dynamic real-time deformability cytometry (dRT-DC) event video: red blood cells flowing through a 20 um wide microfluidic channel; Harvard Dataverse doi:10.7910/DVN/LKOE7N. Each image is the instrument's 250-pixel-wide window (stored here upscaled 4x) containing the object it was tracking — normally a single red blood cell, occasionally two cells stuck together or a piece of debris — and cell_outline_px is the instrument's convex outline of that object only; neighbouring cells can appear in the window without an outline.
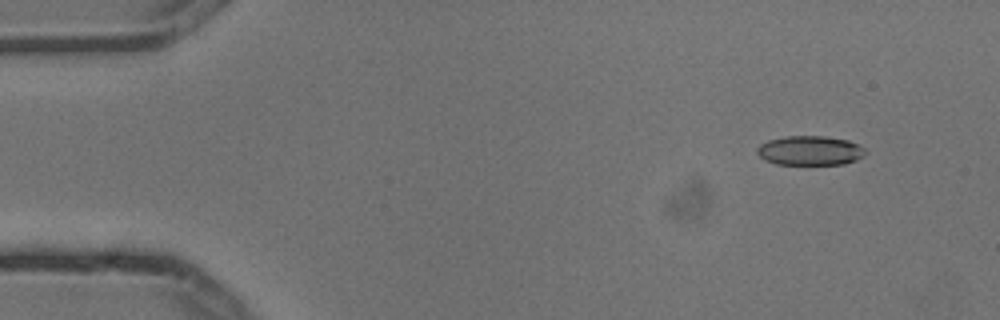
{"species": "common noctule bat (a hibernating species)", "species_latin": "Nyctalus noctula", "temperature_condition": "cold", "stored_images_in_passage": 4, "camera_frame_rate_fps": 3000, "um_per_image_px": 0.085, "animal": {"sex": "male", "body_mass_g": 13.3}, "frame": {"image": 1, "passage_image": 1, "time_ms": 0.0, "image_size_px": [1000, 320], "cell_outline_px": [[864, 156], [856, 160], [844, 164], [776, 164], [764, 160], [756, 152], [756, 148], [760, 144], [768, 140], [784, 136], [824, 136], [848, 140], [864, 148]], "centroid_in_image_um": [68.81, 12.8], "position_along_channel_um": 16.2, "area_um2": 18.55}}
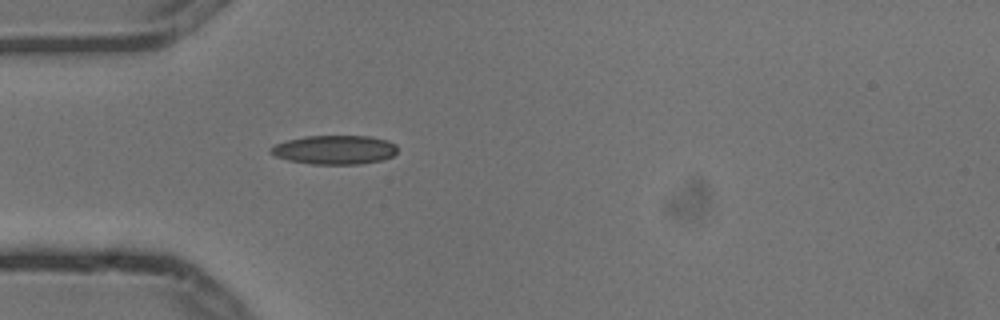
{"frame": {"image": 2, "passage_image": 4, "time_ms": 1.0, "image_size_px": [1000, 320], "cell_outline_px": [[396, 152], [392, 156], [380, 160], [360, 164], [312, 164], [288, 160], [276, 156], [268, 152], [276, 144], [288, 140], [304, 136], [368, 136], [388, 140], [396, 144]], "centroid_in_image_um": [28.45, 12.73], "position_along_channel_um": 56.6, "area_um2": 21.27}}